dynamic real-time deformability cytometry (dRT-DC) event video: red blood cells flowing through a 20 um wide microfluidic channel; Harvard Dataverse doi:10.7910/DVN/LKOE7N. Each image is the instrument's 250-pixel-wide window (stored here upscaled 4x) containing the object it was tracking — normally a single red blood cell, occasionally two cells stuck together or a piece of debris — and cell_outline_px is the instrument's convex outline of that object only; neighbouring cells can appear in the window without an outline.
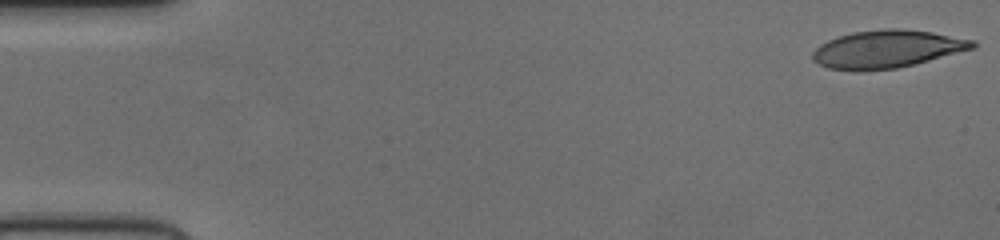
{"species": "human", "species_latin": "Homo sapiens", "temperature_condition": "cold", "stored_images_in_passage": 52, "camera_frame_rate_fps": 3000, "um_per_image_px": 0.085, "donor": {"sex": "female"}, "frame": {"image": 1, "passage_image": 1, "time_ms": 0.0, "image_size_px": [1000, 240], "cell_outline_px": [[976, 48], [896, 68], [828, 68], [812, 60], [812, 52], [820, 44], [828, 40], [852, 32], [884, 28], [900, 28], [932, 32], [972, 40], [976, 44]], "centroid_in_image_um": [75.41, 4.12], "position_along_channel_um": 9.6, "area_um2": 34.16}}
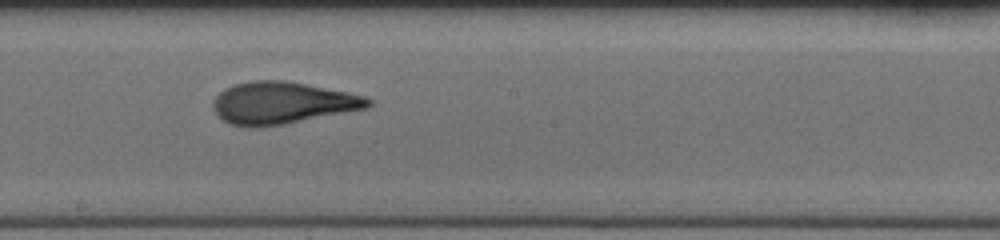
{"frame": {"image": 2, "passage_image": 29, "time_ms": 9.333, "image_size_px": [1000, 240], "cell_outline_px": [[372, 104], [368, 108], [284, 124], [256, 128], [248, 128], [228, 124], [212, 108], [212, 100], [224, 88], [236, 84], [252, 80], [284, 80], [348, 92], [364, 96], [372, 100]], "centroid_in_image_um": [23.96, 8.76], "position_along_channel_um": 224.2, "area_um2": 38.09}}
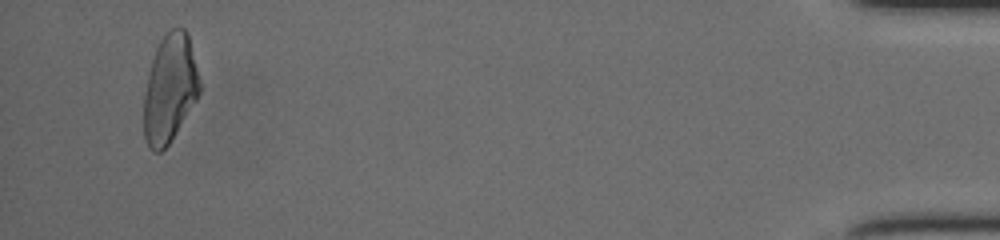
{"frame": {"image": 3, "passage_image": 50, "time_ms": 16.333, "image_size_px": [1000, 240], "cell_outline_px": [[200, 92], [196, 100], [168, 144], [160, 152], [152, 152], [144, 136], [144, 96], [148, 76], [152, 60], [156, 48], [160, 40], [172, 28], [184, 28], [188, 32], [200, 80]], "centroid_in_image_um": [14.44, 7.51], "position_along_channel_um": 420.8, "area_um2": 34.74}}